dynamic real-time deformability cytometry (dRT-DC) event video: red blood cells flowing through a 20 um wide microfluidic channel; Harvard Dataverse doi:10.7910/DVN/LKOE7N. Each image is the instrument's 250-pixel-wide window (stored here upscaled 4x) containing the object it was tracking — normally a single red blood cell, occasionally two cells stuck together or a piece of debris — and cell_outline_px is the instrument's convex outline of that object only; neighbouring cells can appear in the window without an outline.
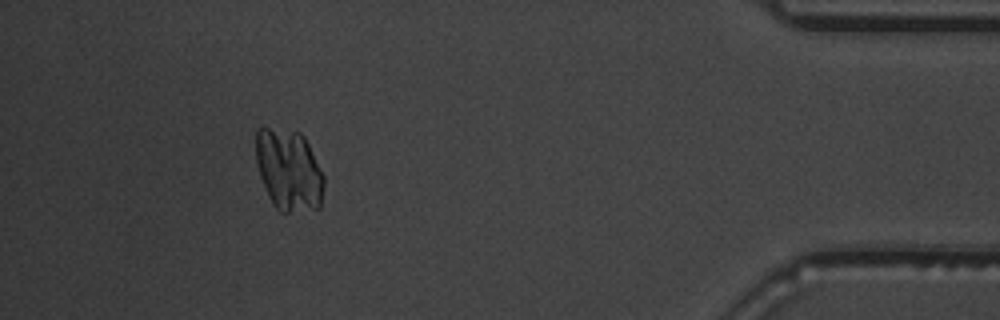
{"species": "common noctule bat (a hibernating species)", "species_latin": "Nyctalus noctula", "temperature_condition": "warm", "stored_images_in_passage": 39, "camera_frame_rate_fps": 3000, "um_per_image_px": 0.085, "animal": {"sex": "male", "body_mass_g": 19.5, "forearm_length_mm": 54.6}, "frame": {"image": 1, "passage_image": 35, "time_ms": 11.333, "image_size_px": [1000, 320], "cell_outline_px": [[324, 184], [320, 208], [288, 212], [280, 212], [272, 204], [268, 196], [260, 176], [256, 160], [256, 128], [268, 128], [300, 132], [304, 136], [324, 176]], "centroid_in_image_um": [24.54, 14.47], "position_along_channel_um": 410.7, "area_um2": 32.31}}